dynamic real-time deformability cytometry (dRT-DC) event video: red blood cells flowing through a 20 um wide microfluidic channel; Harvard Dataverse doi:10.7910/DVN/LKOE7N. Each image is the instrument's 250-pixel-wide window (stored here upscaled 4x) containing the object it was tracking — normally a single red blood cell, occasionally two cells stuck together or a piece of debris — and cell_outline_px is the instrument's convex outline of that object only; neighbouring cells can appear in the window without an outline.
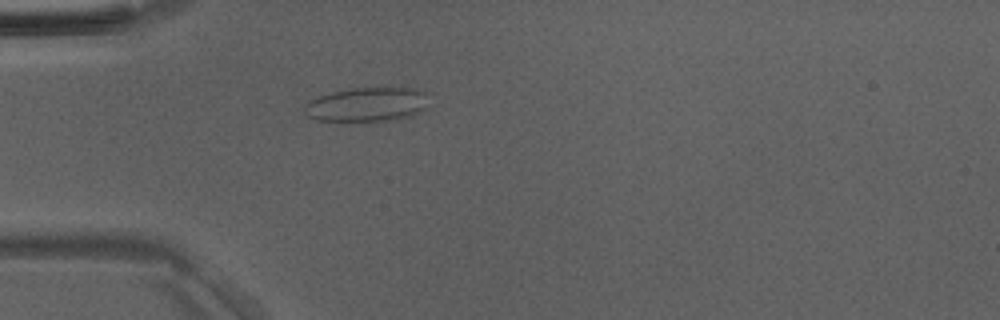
{"species": "Egyptian fruit bat (a non-hibernating species)", "species_latin": "Rousettus aegyptiacus", "temperature_condition": "room temperature", "stored_images_in_passage": 36, "camera_frame_rate_fps": 3000, "um_per_image_px": 0.085, "animal": {"sex": "male"}, "frame": {"image": 1, "passage_image": 2, "time_ms": 0.333, "image_size_px": [1000, 320], "cell_outline_px": [[428, 92], [424, 108], [420, 112], [412, 116], [388, 120], [352, 124], [336, 124], [316, 120], [308, 116], [304, 112], [304, 104], [308, 100], [332, 92], [352, 88], [392, 84], [412, 88]], "centroid_in_image_um": [31.16, 8.89], "position_along_channel_um": 53.8, "area_um2": 26.65}}
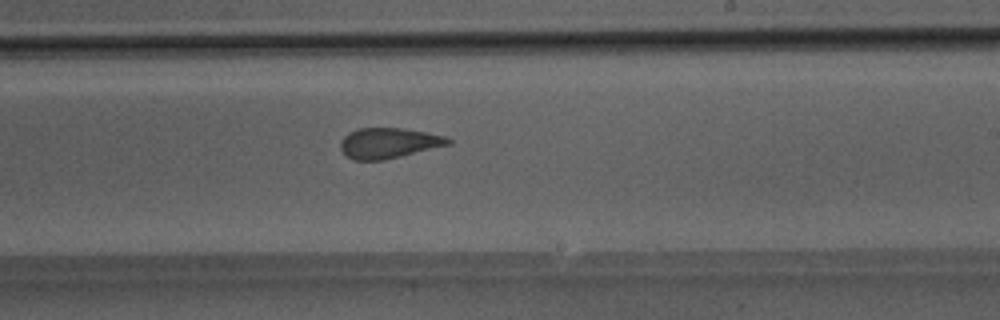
{"frame": {"image": 2, "passage_image": 17, "time_ms": 5.333, "image_size_px": [1000, 320], "cell_outline_px": [[452, 144], [384, 160], [356, 160], [348, 156], [340, 148], [340, 140], [348, 132], [356, 128], [404, 128], [444, 136], [452, 140]], "centroid_in_image_um": [33.03, 12.15], "position_along_channel_um": 256.0, "area_um2": 19.07}}
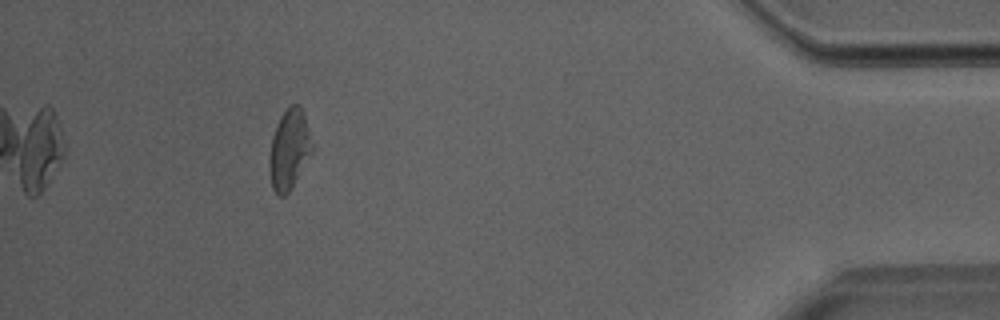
{"frame": {"image": 3, "passage_image": 32, "time_ms": 10.333, "image_size_px": [1000, 320], "cell_outline_px": [[312, 152], [288, 192], [284, 196], [280, 196], [272, 188], [268, 164], [268, 160], [272, 136], [280, 116], [292, 104], [300, 104], [304, 116], [312, 148]], "centroid_in_image_um": [24.54, 12.7], "position_along_channel_um": 410.7, "area_um2": 19.36}}